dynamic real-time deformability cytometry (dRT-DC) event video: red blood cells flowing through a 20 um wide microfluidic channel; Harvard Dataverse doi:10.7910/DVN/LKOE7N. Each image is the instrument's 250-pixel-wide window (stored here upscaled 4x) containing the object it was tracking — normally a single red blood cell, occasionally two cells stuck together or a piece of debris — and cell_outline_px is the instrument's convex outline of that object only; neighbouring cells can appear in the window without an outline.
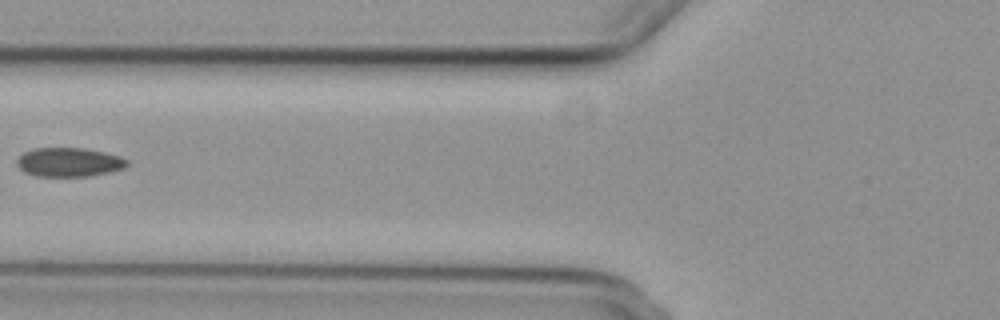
{"species": "common noctule bat (a hibernating species)", "species_latin": "Nyctalus noctula", "temperature_condition": "cold", "stored_images_in_passage": 7, "camera_frame_rate_fps": 3000, "um_per_image_px": 0.085, "animal": {"sex": "female", "body_mass_g": 29.2, "forearm_length_mm": 56.3}, "frame": {"image": 1, "passage_image": 6, "time_ms": 6.667, "image_size_px": [1000, 320], "cell_outline_px": [[128, 164], [124, 168], [108, 172], [88, 176], [36, 176], [24, 172], [16, 164], [16, 160], [24, 152], [32, 148], [84, 148], [104, 152], [120, 156], [128, 160]], "centroid_in_image_um": [5.85, 13.78], "position_along_channel_um": 120.0, "area_um2": 18.61}}
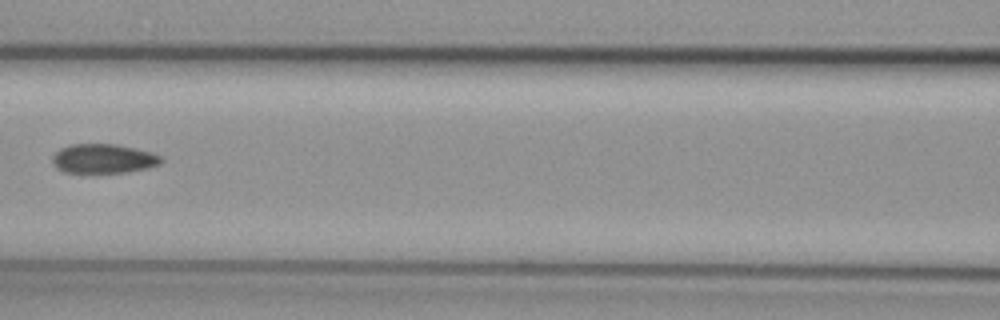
{"frame": {"image": 2, "passage_image": 7, "time_ms": 7.667, "image_size_px": [1000, 320], "cell_outline_px": [[164, 160], [160, 164], [148, 168], [128, 172], [64, 172], [56, 168], [52, 164], [52, 156], [60, 148], [72, 144], [116, 144], [136, 148], [152, 152], [160, 156]], "centroid_in_image_um": [8.8, 13.48], "position_along_channel_um": 157.8, "area_um2": 18.67}}